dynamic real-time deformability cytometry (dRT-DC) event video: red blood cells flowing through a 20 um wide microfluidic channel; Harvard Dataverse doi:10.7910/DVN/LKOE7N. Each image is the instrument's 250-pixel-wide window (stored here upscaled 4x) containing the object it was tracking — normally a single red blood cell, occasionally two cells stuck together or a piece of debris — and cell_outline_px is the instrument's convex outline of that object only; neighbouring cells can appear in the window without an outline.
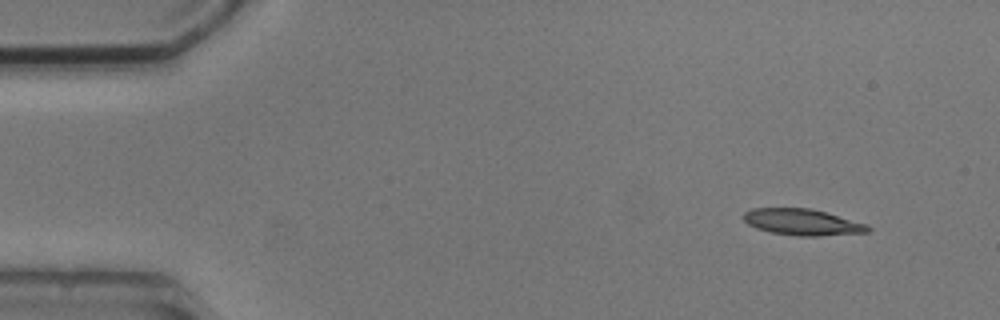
{"species": "common noctule bat (a hibernating species)", "species_latin": "Nyctalus noctula", "temperature_condition": "cold", "stored_images_in_passage": 3, "camera_frame_rate_fps": 3000, "um_per_image_px": 0.085, "animal": {"sex": "male", "body_mass_g": 20.5, "forearm_length_mm": 52.5}, "frame": {"image": 1, "passage_image": 1, "time_ms": 0.0, "image_size_px": [1000, 320], "cell_outline_px": [[872, 228], [868, 232], [820, 236], [800, 236], [772, 232], [756, 228], [748, 224], [744, 220], [744, 212], [752, 208], [812, 208], [868, 224]], "centroid_in_image_um": [68.23, 18.87], "position_along_channel_um": 16.8, "area_um2": 19.07}}
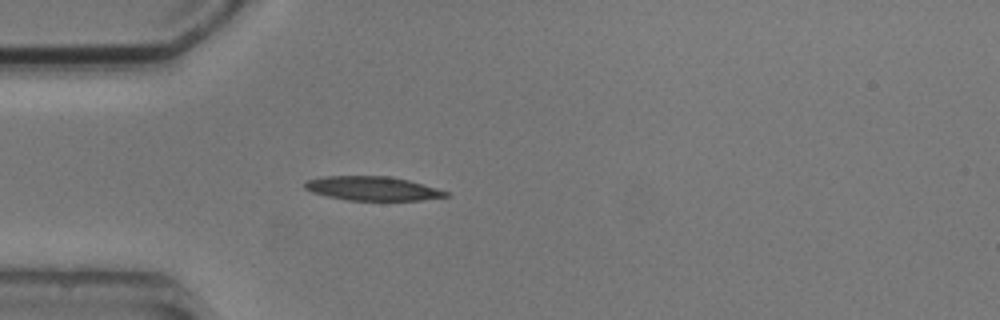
{"frame": {"image": 2, "passage_image": 3, "time_ms": 3.333, "image_size_px": [1000, 320], "cell_outline_px": [[452, 196], [420, 200], [348, 200], [328, 196], [312, 192], [304, 188], [304, 184], [308, 180], [324, 176], [388, 176], [408, 180], [436, 188], [448, 192]], "centroid_in_image_um": [31.67, 16.02], "position_along_channel_um": 53.3, "area_um2": 19.59}}